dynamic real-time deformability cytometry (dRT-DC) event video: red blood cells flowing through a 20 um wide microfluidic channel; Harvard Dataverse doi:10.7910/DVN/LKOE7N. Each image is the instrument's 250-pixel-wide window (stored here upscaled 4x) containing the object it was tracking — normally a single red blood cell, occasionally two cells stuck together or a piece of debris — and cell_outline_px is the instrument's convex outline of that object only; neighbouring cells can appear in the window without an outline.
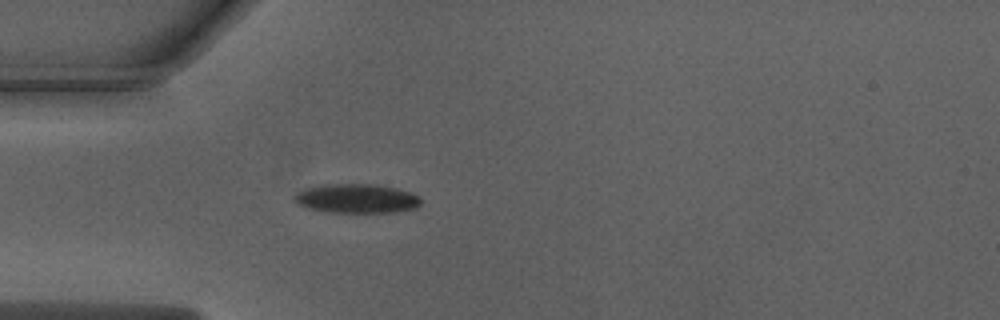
{"species": "Egyptian fruit bat (a non-hibernating species)", "species_latin": "Rousettus aegyptiacus", "temperature_condition": "warm", "stored_images_in_passage": 37, "camera_frame_rate_fps": 3000, "um_per_image_px": 0.085, "animal": {"sex": "male"}, "frame": {"image": 1, "passage_image": 1, "time_ms": 0.0, "image_size_px": [1000, 320], "cell_outline_px": [[420, 204], [416, 208], [392, 212], [328, 212], [308, 208], [300, 204], [296, 200], [296, 196], [304, 188], [320, 184], [376, 184], [396, 188], [412, 192], [420, 196]], "centroid_in_image_um": [30.37, 16.86], "position_along_channel_um": 54.6, "area_um2": 21.39}}
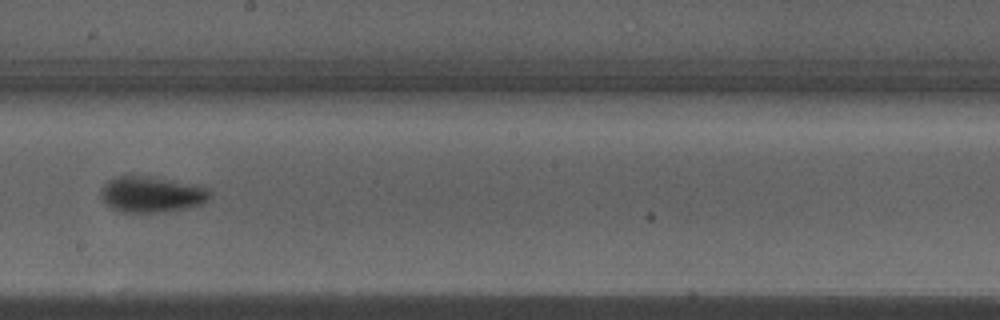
{"frame": {"image": 2, "passage_image": 15, "time_ms": 4.667, "image_size_px": [1000, 320], "cell_outline_px": [[212, 192], [208, 200], [200, 204], [184, 208], [160, 212], [120, 212], [112, 208], [100, 196], [100, 192], [104, 184], [108, 180], [120, 176], [152, 176], [196, 184]], "centroid_in_image_um": [12.88, 16.51], "position_along_channel_um": 235.3, "area_um2": 22.72}}
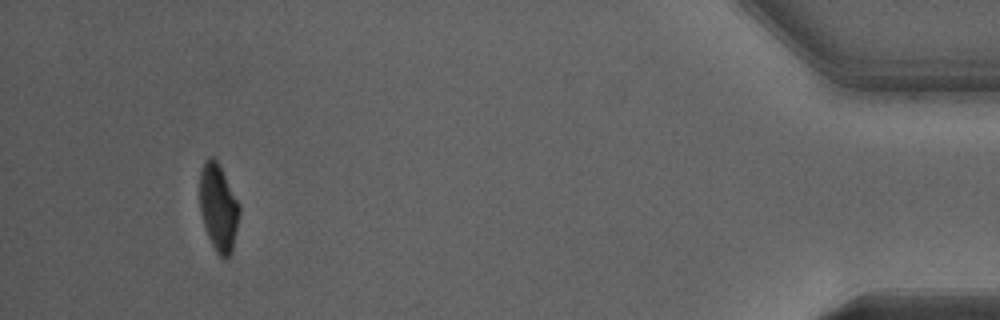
{"frame": {"image": 3, "passage_image": 34, "time_ms": 11.0, "image_size_px": [1000, 320], "cell_outline_px": [[240, 212], [232, 252], [228, 260], [224, 260], [216, 252], [204, 228], [200, 212], [200, 168], [204, 160], [208, 156], [212, 156], [216, 160], [240, 204]], "centroid_in_image_um": [18.56, 17.67], "position_along_channel_um": 416.6, "area_um2": 20.35}}